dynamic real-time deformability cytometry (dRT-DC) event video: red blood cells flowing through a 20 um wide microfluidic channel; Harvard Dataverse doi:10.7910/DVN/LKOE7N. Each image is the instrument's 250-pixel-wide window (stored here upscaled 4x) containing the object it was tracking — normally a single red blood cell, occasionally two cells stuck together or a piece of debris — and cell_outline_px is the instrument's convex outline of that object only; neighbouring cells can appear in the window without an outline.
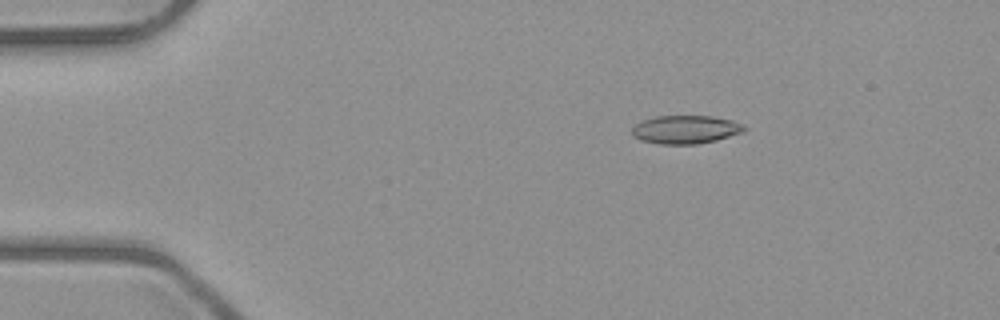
{"species": "common noctule bat (a hibernating species)", "species_latin": "Nyctalus noctula", "temperature_condition": "room temperature", "stored_images_in_passage": 4, "camera_frame_rate_fps": 3000, "um_per_image_px": 0.085, "animal": {"sex": "male", "body_mass_g": 23.1, "forearm_length_mm": 52.7}, "frame": {"image": 1, "passage_image": 2, "time_ms": 1.0, "image_size_px": [1000, 320], "cell_outline_px": [[748, 128], [744, 132], [716, 140], [696, 144], [660, 144], [640, 140], [632, 136], [632, 128], [636, 124], [644, 120], [656, 116], [712, 116], [732, 120], [744, 124]], "centroid_in_image_um": [58.3, 11.01], "position_along_channel_um": 26.7, "area_um2": 18.61}}